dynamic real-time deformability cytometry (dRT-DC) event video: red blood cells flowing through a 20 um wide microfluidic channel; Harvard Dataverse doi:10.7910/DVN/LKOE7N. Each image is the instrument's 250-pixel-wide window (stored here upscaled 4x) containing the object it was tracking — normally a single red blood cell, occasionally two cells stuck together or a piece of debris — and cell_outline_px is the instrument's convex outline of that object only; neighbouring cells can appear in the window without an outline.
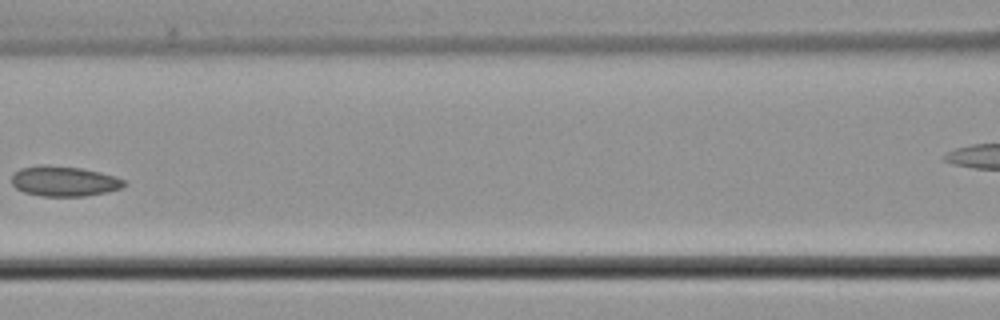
{"species": "common noctule bat (a hibernating species)", "species_latin": "Nyctalus noctula", "temperature_condition": "cold", "stored_images_in_passage": 6, "camera_frame_rate_fps": 3000, "um_per_image_px": 0.085, "animal": {"sex": "male", "body_mass_g": 21.5, "forearm_length_mm": 52.0}, "frame": {"image": 1, "passage_image": 5, "time_ms": 7.667, "image_size_px": [1000, 320], "cell_outline_px": [[128, 184], [120, 188], [108, 192], [84, 196], [40, 196], [24, 192], [16, 188], [12, 184], [12, 176], [20, 168], [80, 168], [100, 172], [116, 176], [124, 180]], "centroid_in_image_um": [5.53, 15.46], "position_along_channel_um": 161.1, "area_um2": 18.96}}
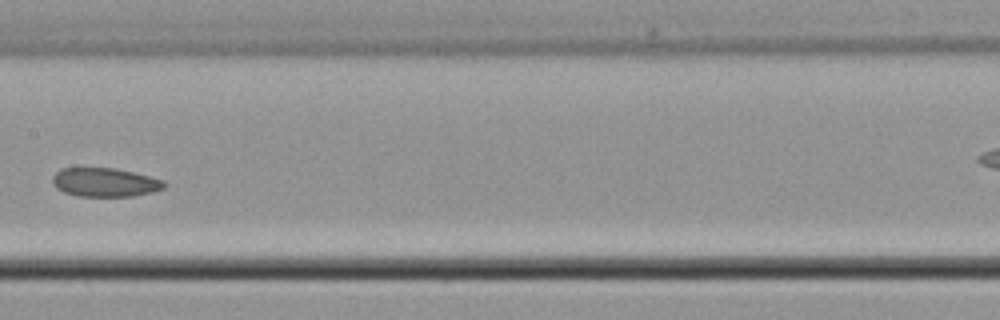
{"frame": {"image": 2, "passage_image": 6, "time_ms": 8.667, "image_size_px": [1000, 320], "cell_outline_px": [[168, 184], [164, 188], [152, 192], [132, 196], [76, 196], [64, 192], [56, 188], [52, 184], [52, 176], [60, 168], [116, 168], [164, 180]], "centroid_in_image_um": [8.9, 15.5], "position_along_channel_um": 198.5, "area_um2": 18.84}}